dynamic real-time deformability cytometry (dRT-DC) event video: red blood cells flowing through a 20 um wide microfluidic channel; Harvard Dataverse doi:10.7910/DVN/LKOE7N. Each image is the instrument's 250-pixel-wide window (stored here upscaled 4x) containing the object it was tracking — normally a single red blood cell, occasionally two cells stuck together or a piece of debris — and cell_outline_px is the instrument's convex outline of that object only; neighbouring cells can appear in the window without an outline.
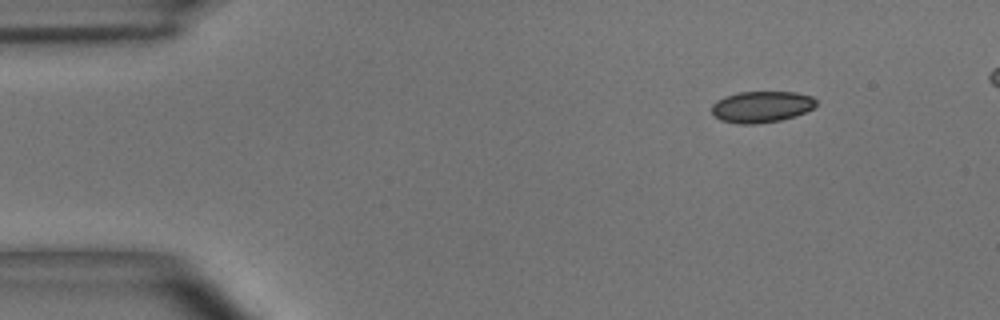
{"species": "common noctule bat (a hibernating species)", "species_latin": "Nyctalus noctula", "temperature_condition": "room temperature", "stored_images_in_passage": 47, "camera_frame_rate_fps": 3000, "um_per_image_px": 0.085, "animal": {"sex": "male", "body_mass_g": 15.6}, "frame": {"image": 1, "passage_image": 1, "time_ms": 0.0, "image_size_px": [1000, 320], "cell_outline_px": [[816, 104], [812, 108], [796, 116], [780, 120], [756, 124], [736, 124], [720, 120], [712, 116], [712, 104], [716, 100], [724, 96], [736, 92], [796, 92], [812, 96], [816, 100]], "centroid_in_image_um": [64.68, 9.08], "position_along_channel_um": 20.3, "area_um2": 19.31}}
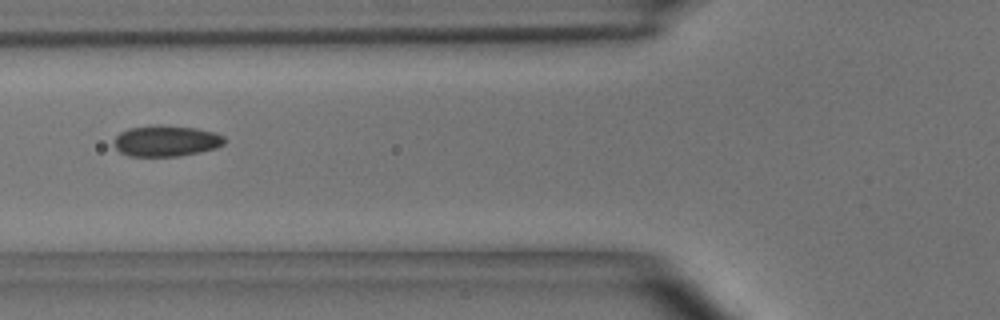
{"frame": {"image": 2, "passage_image": 15, "time_ms": 4.667, "image_size_px": [1000, 320], "cell_outline_px": [[224, 144], [216, 148], [200, 152], [180, 156], [128, 156], [120, 152], [112, 144], [112, 140], [120, 132], [128, 128], [160, 124], [196, 128], [212, 132], [224, 136]], "centroid_in_image_um": [14.08, 11.97], "position_along_channel_um": 111.7, "area_um2": 20.17}}
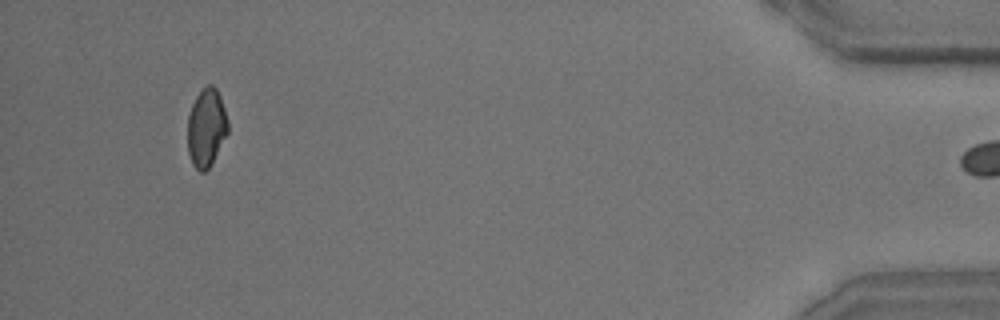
{"frame": {"image": 3, "passage_image": 46, "time_ms": 15.0, "image_size_px": [1000, 320], "cell_outline_px": [[228, 132], [208, 168], [204, 172], [200, 172], [192, 164], [188, 152], [188, 116], [192, 104], [196, 96], [208, 84], [212, 84], [216, 88], [220, 96], [228, 120]], "centroid_in_image_um": [17.53, 10.84], "position_along_channel_um": 417.7, "area_um2": 18.15}}